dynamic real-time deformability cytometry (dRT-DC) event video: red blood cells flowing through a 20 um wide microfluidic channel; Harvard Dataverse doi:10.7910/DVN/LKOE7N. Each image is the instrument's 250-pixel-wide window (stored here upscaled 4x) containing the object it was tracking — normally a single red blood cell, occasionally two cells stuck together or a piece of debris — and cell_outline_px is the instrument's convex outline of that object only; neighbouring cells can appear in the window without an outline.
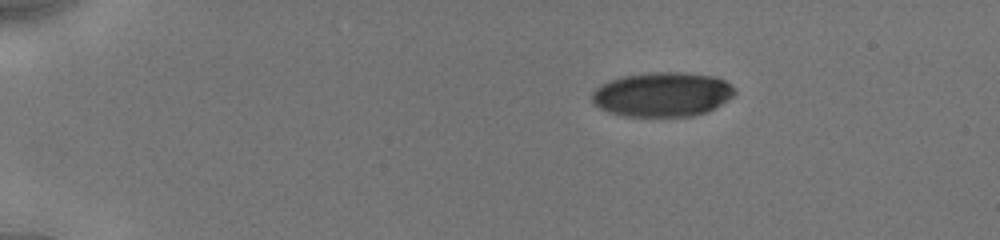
{"species": "human", "species_latin": "Homo sapiens", "temperature_condition": "cold", "stored_images_in_passage": 17, "camera_frame_rate_fps": 3000, "um_per_image_px": 0.085, "donor": {"sex": "male"}, "frame": {"image": 1, "passage_image": 1, "time_ms": 0.0, "image_size_px": [1000, 240], "cell_outline_px": [[736, 92], [728, 100], [708, 112], [692, 116], [624, 116], [608, 112], [600, 108], [592, 100], [592, 92], [600, 84], [608, 80], [624, 76], [652, 72], [680, 72], [716, 76], [732, 84], [736, 88]], "centroid_in_image_um": [56.33, 8.02], "position_along_channel_um": 28.7, "area_um2": 37.22}}
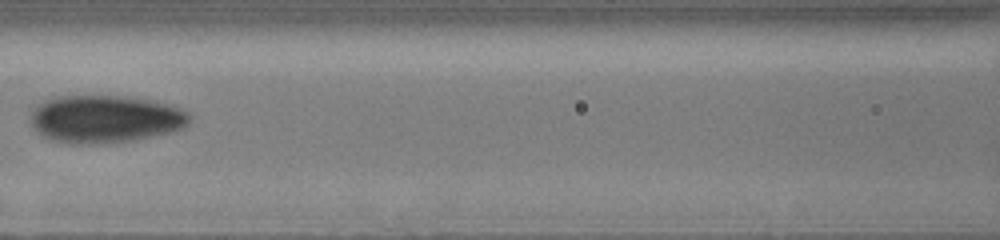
{"frame": {"image": 2, "passage_image": 10, "time_ms": 5.667, "image_size_px": [1000, 240], "cell_outline_px": [[192, 120], [184, 128], [152, 136], [132, 140], [100, 144], [68, 144], [48, 140], [40, 136], [32, 128], [32, 108], [44, 100], [56, 96], [140, 96], [172, 104], [188, 112], [192, 116]], "centroid_in_image_um": [8.95, 10.11], "position_along_channel_um": 157.7, "area_um2": 45.2}}
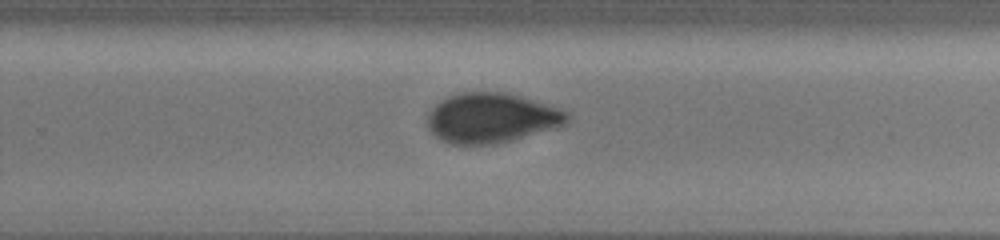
{"frame": {"image": 3, "passage_image": 17, "time_ms": 9.0, "image_size_px": [1000, 240], "cell_outline_px": [[568, 124], [556, 128], [512, 140], [496, 144], [452, 144], [440, 140], [428, 128], [428, 112], [440, 100], [448, 96], [460, 92], [508, 92], [568, 112]], "centroid_in_image_um": [41.75, 10.03], "position_along_channel_um": 288.0, "area_um2": 40.52}}